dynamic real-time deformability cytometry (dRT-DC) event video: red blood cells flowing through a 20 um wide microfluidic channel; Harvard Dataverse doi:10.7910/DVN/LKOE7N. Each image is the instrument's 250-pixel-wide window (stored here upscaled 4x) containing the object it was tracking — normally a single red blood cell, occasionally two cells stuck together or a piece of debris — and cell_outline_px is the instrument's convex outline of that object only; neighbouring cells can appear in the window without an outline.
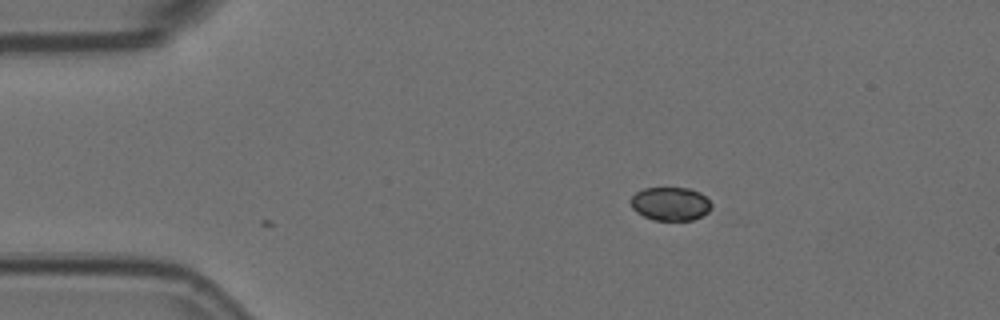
{"species": "Egyptian fruit bat (a non-hibernating species)", "species_latin": "Rousettus aegyptiacus", "temperature_condition": "room temperature", "stored_images_in_passage": 4, "camera_frame_rate_fps": 3000, "um_per_image_px": 0.085, "animal": {"sex": "female"}, "frame": {"image": 1, "passage_image": 2, "time_ms": 0.333, "image_size_px": [1000, 320], "cell_outline_px": [[712, 208], [708, 212], [692, 220], [652, 220], [636, 212], [632, 208], [628, 200], [636, 192], [644, 188], [688, 188], [700, 192], [712, 204]], "centroid_in_image_um": [56.95, 17.32], "position_along_channel_um": 28.0, "area_um2": 15.84}}